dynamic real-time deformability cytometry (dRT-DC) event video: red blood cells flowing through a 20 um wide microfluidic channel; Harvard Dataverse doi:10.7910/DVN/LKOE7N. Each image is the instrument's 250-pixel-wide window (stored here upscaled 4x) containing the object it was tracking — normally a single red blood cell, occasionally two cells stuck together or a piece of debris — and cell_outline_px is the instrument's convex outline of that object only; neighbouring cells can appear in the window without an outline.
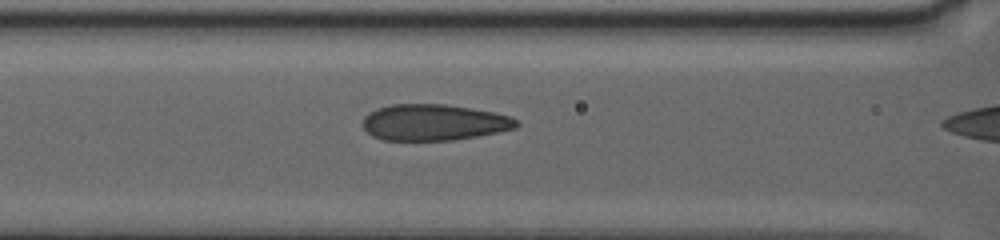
{"species": "human", "species_latin": "Homo sapiens", "temperature_condition": "warm", "stored_images_in_passage": 34, "camera_frame_rate_fps": 3000, "um_per_image_px": 0.085, "donor": {"sex": "female"}, "frame": {"image": 1, "passage_image": 32, "time_ms": 10.0, "image_size_px": [1000, 240], "cell_outline_px": [[520, 124], [516, 128], [476, 136], [452, 140], [384, 140], [372, 136], [364, 128], [364, 116], [368, 112], [376, 108], [392, 104], [444, 104], [472, 108], [492, 112], [508, 116], [516, 120]], "centroid_in_image_um": [36.85, 10.4], "position_along_channel_um": 129.8, "area_um2": 32.25}}